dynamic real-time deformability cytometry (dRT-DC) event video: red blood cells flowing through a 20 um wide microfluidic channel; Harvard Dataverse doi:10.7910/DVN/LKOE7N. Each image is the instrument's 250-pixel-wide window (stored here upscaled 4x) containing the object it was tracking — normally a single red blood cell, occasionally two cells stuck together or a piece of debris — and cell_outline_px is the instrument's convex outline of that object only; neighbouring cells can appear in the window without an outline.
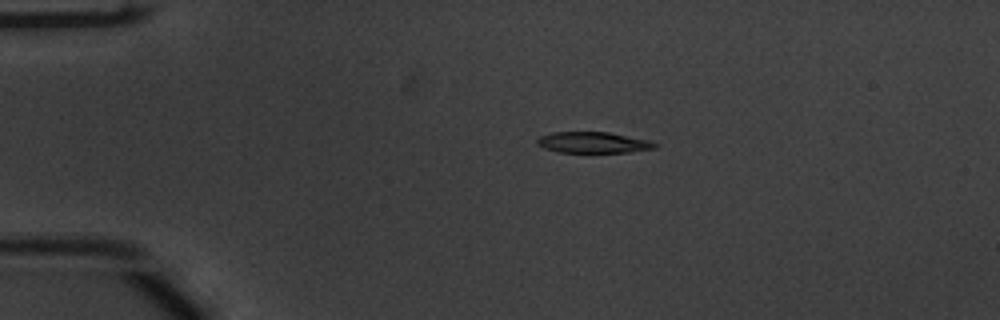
{"species": "common noctule bat (a hibernating species)", "species_latin": "Nyctalus noctula", "temperature_condition": "warm", "stored_images_in_passage": 37, "camera_frame_rate_fps": 3000, "um_per_image_px": 0.085, "animal": {"sex": "male", "body_mass_g": 20.1, "forearm_length_mm": 53.5}, "frame": {"image": 1, "passage_image": 2, "time_ms": 0.333, "image_size_px": [1000, 320], "cell_outline_px": [[660, 144], [656, 148], [628, 152], [560, 152], [544, 148], [536, 144], [536, 140], [540, 136], [552, 132], [608, 132], [648, 140]], "centroid_in_image_um": [50.42, 12.11], "position_along_channel_um": 34.6, "area_um2": 14.39}}
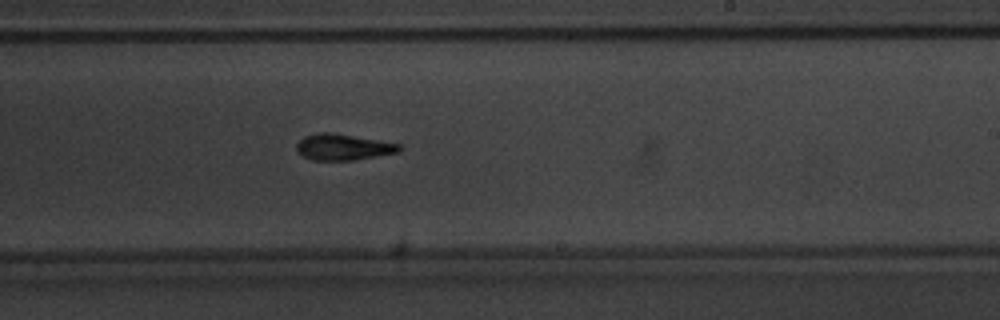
{"frame": {"image": 2, "passage_image": 23, "time_ms": 7.333, "image_size_px": [1000, 320], "cell_outline_px": [[404, 148], [400, 152], [352, 160], [312, 160], [304, 156], [296, 148], [296, 144], [304, 136], [316, 132], [332, 132], [380, 140], [400, 144]], "centroid_in_image_um": [29.2, 12.48], "position_along_channel_um": 259.8, "area_um2": 15.72}}
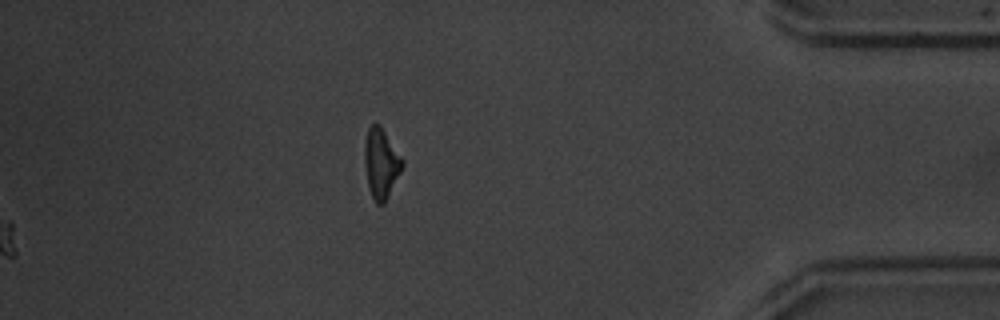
{"frame": {"image": 3, "passage_image": 37, "time_ms": 12.0, "image_size_px": [1000, 320], "cell_outline_px": [[404, 164], [384, 204], [376, 204], [368, 188], [364, 160], [364, 144], [368, 128], [372, 124], [380, 124], [404, 160]], "centroid_in_image_um": [32.38, 13.87], "position_along_channel_um": 402.8, "area_um2": 15.37}, "authors_computed_cell_mechanics": {"area_um2": 15.7216, "velocity_mm_per_s": 3.8624, "shape_relaxation_time_tau1_ms": 2.7458, "shape_relaxation_time_tau2_ms": 6.3295, "deformation_change_tau1": 0.1559, "deformation_change_tau2": 0.1601}}